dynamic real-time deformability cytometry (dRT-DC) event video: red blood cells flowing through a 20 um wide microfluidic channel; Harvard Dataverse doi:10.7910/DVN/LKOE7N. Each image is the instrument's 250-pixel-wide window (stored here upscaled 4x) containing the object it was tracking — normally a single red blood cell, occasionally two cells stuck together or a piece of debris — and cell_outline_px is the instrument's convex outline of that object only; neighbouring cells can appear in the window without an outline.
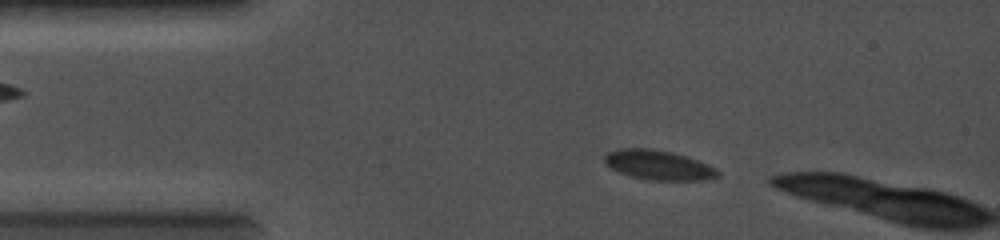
{"species": "common noctule bat (a hibernating species)", "species_latin": "Nyctalus noctula", "temperature_condition": "cold", "stored_images_in_passage": 45, "camera_frame_rate_fps": 5000, "um_per_image_px": 0.085, "animal": {"sex": "female", "body_mass_g": 19.0, "forearm_length_mm": 56.7}, "frame": {"image": 1, "passage_image": 3, "time_ms": 0.6, "image_size_px": [1000, 240], "cell_outline_px": [[720, 176], [708, 180], [648, 180], [632, 176], [620, 172], [604, 164], [604, 156], [608, 152], [616, 148], [648, 148], [672, 152], [688, 156], [708, 164], [716, 168], [720, 172]], "centroid_in_image_um": [55.99, 14.02], "position_along_channel_um": 29.0, "area_um2": 19.77}}